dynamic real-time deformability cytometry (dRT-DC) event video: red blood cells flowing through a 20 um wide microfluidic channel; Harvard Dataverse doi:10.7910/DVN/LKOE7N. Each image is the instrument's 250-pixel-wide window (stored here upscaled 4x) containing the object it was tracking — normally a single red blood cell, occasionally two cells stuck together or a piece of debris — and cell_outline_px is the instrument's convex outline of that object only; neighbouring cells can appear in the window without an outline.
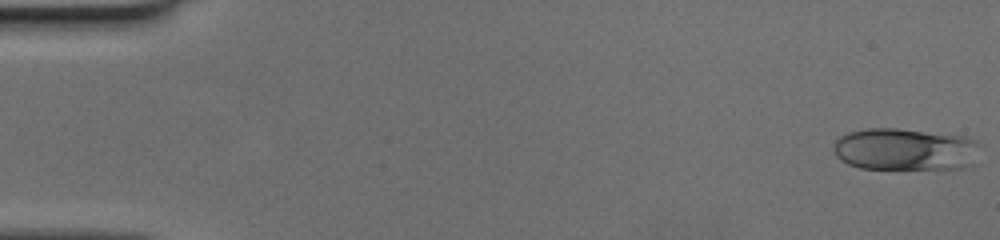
{"species": "human", "species_latin": "Homo sapiens", "temperature_condition": "cold", "stored_images_in_passage": 50, "camera_frame_rate_fps": 3000, "um_per_image_px": 0.085, "donor": {"sex": "female"}, "frame": {"image": 1, "passage_image": 1, "time_ms": 0.0, "image_size_px": [1000, 240], "cell_outline_px": [[980, 144], [976, 164], [964, 168], [860, 168], [848, 164], [840, 160], [836, 156], [832, 148], [832, 144], [840, 136], [848, 132], [868, 128], [896, 128], [964, 136], [976, 140]], "centroid_in_image_um": [76.95, 12.69], "position_along_channel_um": 8.1, "area_um2": 36.36}}
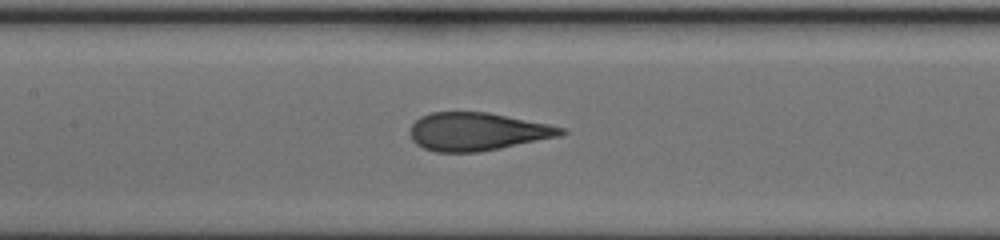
{"frame": {"image": 2, "passage_image": 24, "time_ms": 7.667, "image_size_px": [1000, 240], "cell_outline_px": [[568, 132], [560, 136], [480, 152], [436, 152], [424, 148], [416, 144], [412, 140], [408, 132], [412, 124], [420, 116], [432, 112], [488, 112], [548, 124], [564, 128]], "centroid_in_image_um": [40.54, 11.18], "position_along_channel_um": 166.9, "area_um2": 33.47}}
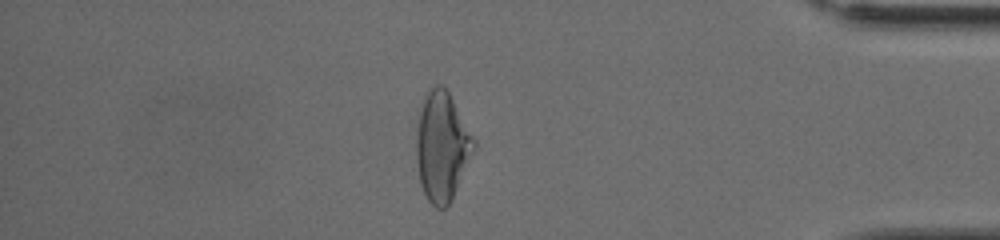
{"frame": {"image": 3, "passage_image": 43, "time_ms": 14.0, "image_size_px": [1000, 240], "cell_outline_px": [[476, 148], [452, 200], [448, 208], [436, 208], [428, 200], [420, 184], [416, 160], [416, 128], [420, 112], [428, 88], [432, 84], [444, 84], [476, 140]], "centroid_in_image_um": [37.58, 12.45], "position_along_channel_um": 397.6, "area_um2": 37.05}}